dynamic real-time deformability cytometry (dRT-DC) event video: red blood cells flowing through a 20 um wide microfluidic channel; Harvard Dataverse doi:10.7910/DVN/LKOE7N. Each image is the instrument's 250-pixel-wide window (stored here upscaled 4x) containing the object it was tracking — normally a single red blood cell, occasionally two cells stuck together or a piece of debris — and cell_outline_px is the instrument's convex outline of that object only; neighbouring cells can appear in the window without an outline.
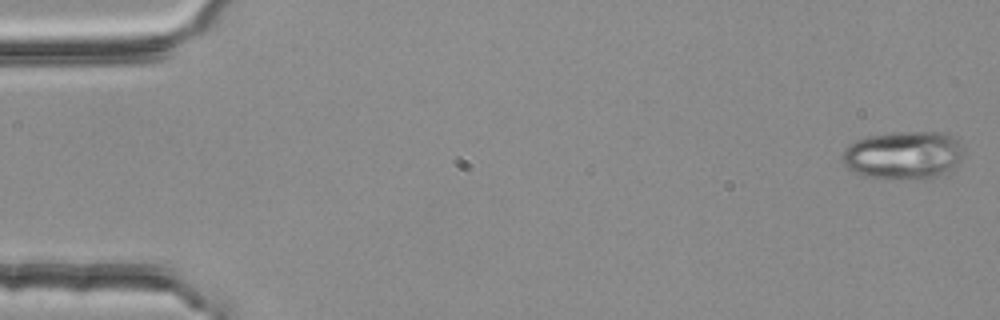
{"species": "common noctule bat (a hibernating species)", "species_latin": "Nyctalus noctula", "temperature_condition": "room temperature", "stored_images_in_passage": 7, "camera_frame_rate_fps": 3000, "um_per_image_px": 0.085, "animal": {"sex": "female", "body_mass_g": 25.1}, "frame": {"image": 1, "passage_image": 1, "time_ms": 0.0, "image_size_px": [1000, 320], "cell_outline_px": [[960, 160], [944, 176], [924, 180], [916, 180], [864, 176], [848, 168], [840, 160], [840, 156], [844, 148], [848, 144], [856, 140], [868, 136], [900, 132], [940, 132], [952, 136], [956, 140], [960, 156]], "centroid_in_image_um": [76.73, 13.21], "position_along_channel_um": 8.3, "area_um2": 33.99}}
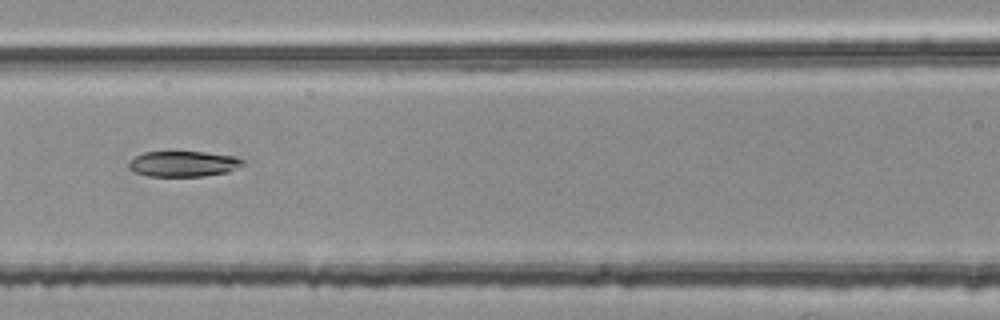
{"frame": {"image": 2, "passage_image": 6, "time_ms": 1.667, "image_size_px": [1000, 320], "cell_outline_px": [[244, 164], [228, 172], [204, 176], [148, 176], [132, 172], [128, 168], [128, 164], [136, 156], [144, 152], [204, 152], [236, 156], [244, 160]], "centroid_in_image_um": [15.59, 13.93], "position_along_channel_um": 151.0, "area_um2": 17.05}}
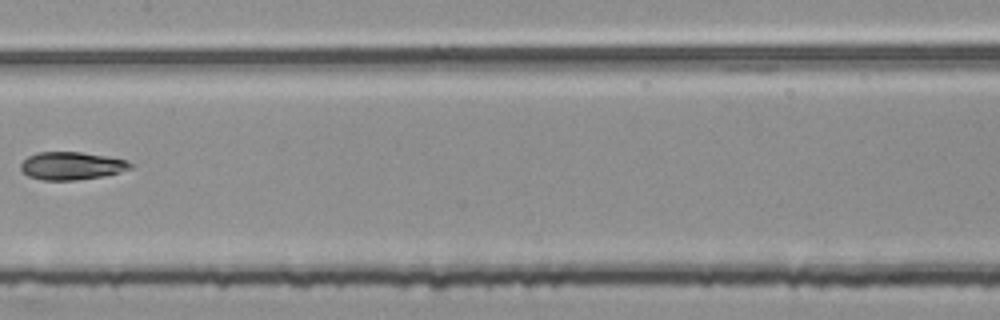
{"frame": {"image": 3, "passage_image": 7, "time_ms": 2.0, "image_size_px": [1000, 320], "cell_outline_px": [[132, 168], [120, 172], [104, 176], [76, 180], [40, 180], [28, 176], [20, 168], [20, 164], [28, 156], [36, 152], [80, 152], [128, 160], [132, 164]], "centroid_in_image_um": [6.07, 14.1], "position_along_channel_um": 201.3, "area_um2": 17.8}}